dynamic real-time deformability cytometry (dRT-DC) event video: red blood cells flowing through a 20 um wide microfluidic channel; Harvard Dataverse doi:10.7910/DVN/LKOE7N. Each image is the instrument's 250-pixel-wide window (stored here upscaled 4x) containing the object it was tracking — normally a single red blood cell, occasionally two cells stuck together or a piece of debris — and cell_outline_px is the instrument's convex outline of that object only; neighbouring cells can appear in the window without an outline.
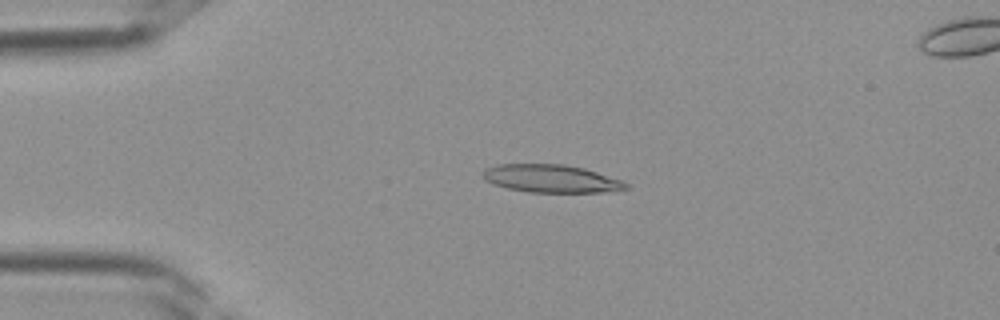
{"species": "Egyptian fruit bat (a non-hibernating species)", "species_latin": "Rousettus aegyptiacus", "temperature_condition": "room temperature", "stored_images_in_passage": 39, "segment_of_instrument_passage": [1, 2], "camera_frame_rate_fps": 3000, "um_per_image_px": 0.085, "frame": {"image": 1, "passage_image": 9, "time_ms": 2.667, "image_size_px": [1000, 320], "cell_outline_px": [[632, 188], [600, 192], [528, 192], [508, 188], [492, 184], [484, 180], [480, 176], [484, 168], [496, 164], [564, 164], [584, 168], [620, 180], [628, 184]], "centroid_in_image_um": [46.77, 15.17], "position_along_channel_um": 38.2, "area_um2": 23.35}}
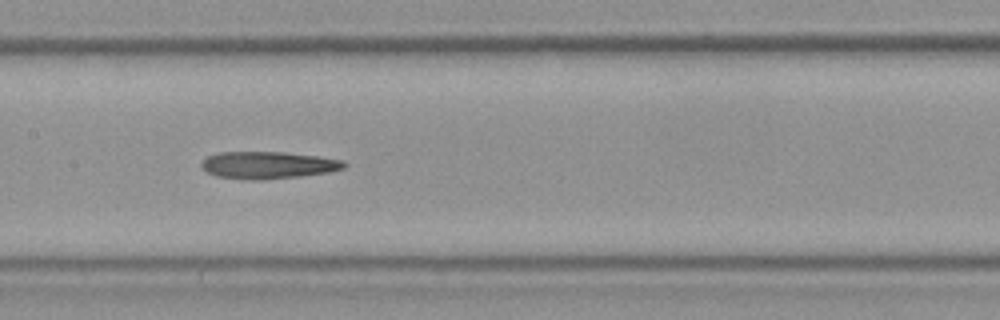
{"frame": {"image": 2, "passage_image": 19, "time_ms": 6.0, "image_size_px": [1000, 320], "cell_outline_px": [[348, 164], [344, 168], [328, 172], [300, 176], [260, 180], [248, 180], [216, 176], [208, 172], [200, 164], [208, 156], [216, 152], [284, 152], [316, 156], [344, 160]], "centroid_in_image_um": [22.79, 14.03], "position_along_channel_um": 184.6, "area_um2": 22.54}}
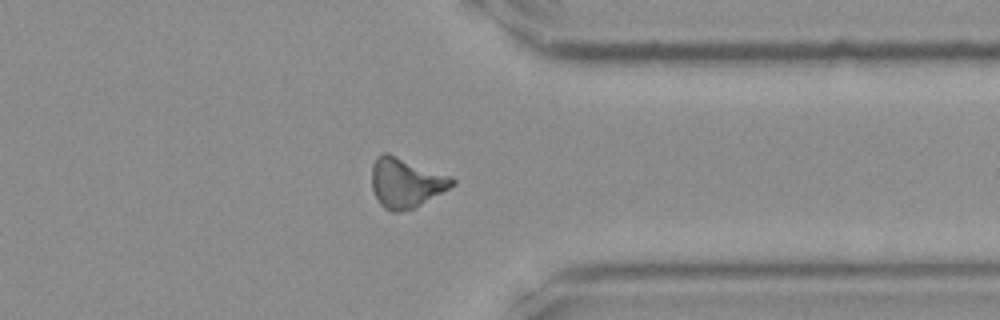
{"frame": {"image": 3, "passage_image": 30, "time_ms": 9.667, "image_size_px": [1000, 320], "cell_outline_px": [[456, 184], [420, 204], [412, 208], [400, 212], [392, 212], [384, 208], [380, 204], [372, 188], [372, 164], [376, 156], [384, 152], [388, 152], [452, 176], [456, 180]], "centroid_in_image_um": [34.49, 15.5], "position_along_channel_um": 376.9, "area_um2": 23.35}}